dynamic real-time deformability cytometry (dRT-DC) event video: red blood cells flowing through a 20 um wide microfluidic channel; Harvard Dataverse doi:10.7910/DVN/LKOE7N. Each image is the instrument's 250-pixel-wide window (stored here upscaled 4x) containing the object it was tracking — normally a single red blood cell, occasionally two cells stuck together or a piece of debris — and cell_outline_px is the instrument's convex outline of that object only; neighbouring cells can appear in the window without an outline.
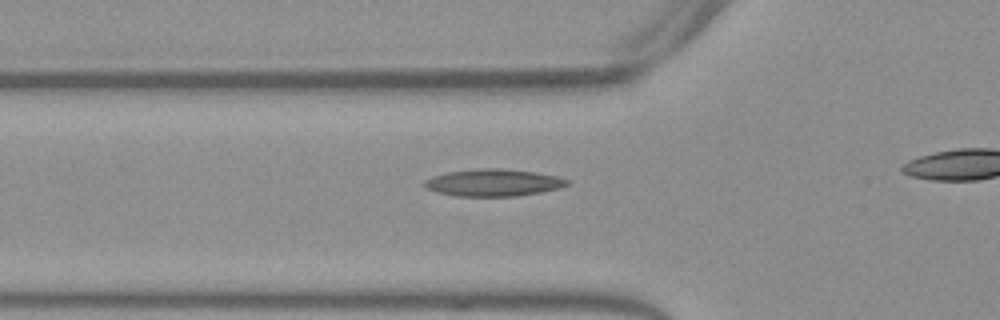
{"species": "Egyptian fruit bat (a non-hibernating species)", "species_latin": "Rousettus aegyptiacus", "temperature_condition": "warm", "stored_images_in_passage": 33, "camera_frame_rate_fps": 3000, "um_per_image_px": 0.085, "frame": {"image": 1, "passage_image": 8, "time_ms": 2.333, "image_size_px": [1000, 320], "cell_outline_px": [[568, 184], [560, 188], [540, 192], [516, 196], [456, 196], [436, 192], [424, 188], [420, 184], [424, 180], [432, 176], [448, 172], [476, 168], [504, 168], [536, 172], [556, 176], [568, 180]], "centroid_in_image_um": [41.87, 15.52], "position_along_channel_um": 83.9, "area_um2": 22.77}}
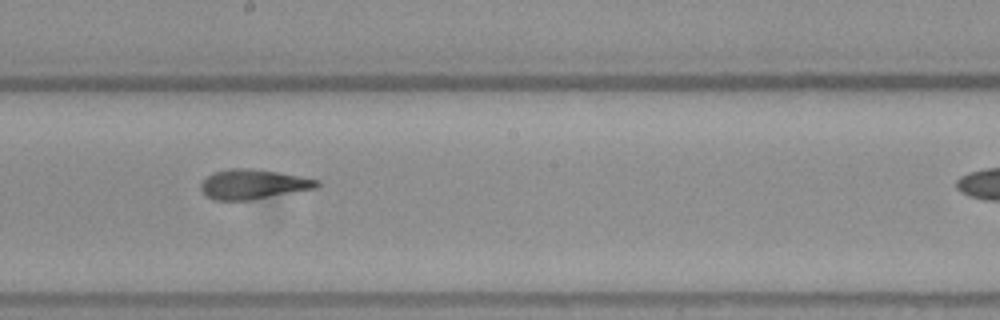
{"frame": {"image": 2, "passage_image": 19, "time_ms": 6.0, "image_size_px": [1000, 320], "cell_outline_px": [[320, 184], [316, 188], [252, 200], [212, 200], [200, 188], [200, 184], [212, 172], [228, 168], [256, 168], [280, 172], [320, 180]], "centroid_in_image_um": [21.53, 15.65], "position_along_channel_um": 226.7, "area_um2": 20.29}}
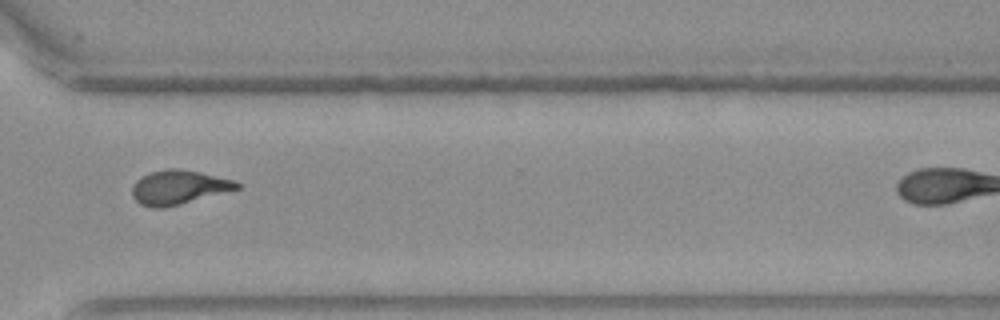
{"frame": {"image": 3, "passage_image": 29, "time_ms": 9.333, "image_size_px": [1000, 320], "cell_outline_px": [[240, 188], [180, 204], [164, 208], [152, 208], [140, 204], [132, 196], [132, 188], [136, 180], [140, 176], [152, 172], [168, 168], [180, 168], [200, 172], [236, 180], [240, 184]], "centroid_in_image_um": [15.17, 15.91], "position_along_channel_um": 355.4, "area_um2": 20.87}}